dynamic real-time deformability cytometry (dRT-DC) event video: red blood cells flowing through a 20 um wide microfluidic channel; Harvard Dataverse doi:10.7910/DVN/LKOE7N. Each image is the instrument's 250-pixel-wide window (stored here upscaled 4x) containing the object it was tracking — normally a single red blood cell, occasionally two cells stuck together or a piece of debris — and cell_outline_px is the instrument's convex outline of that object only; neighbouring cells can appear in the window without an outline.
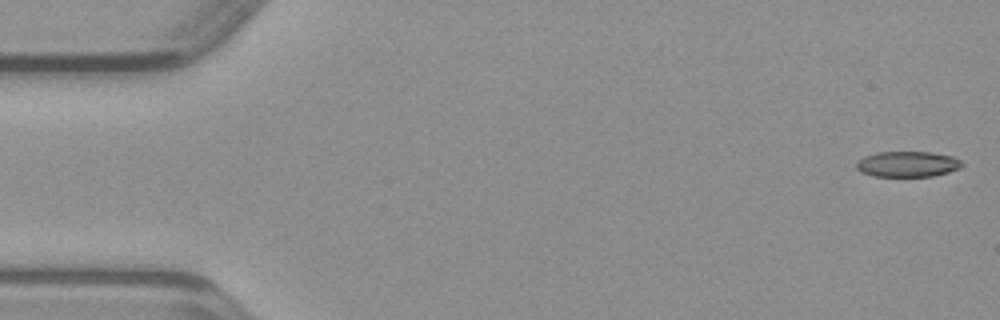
{"species": "common noctule bat (a hibernating species)", "species_latin": "Nyctalus noctula", "temperature_condition": "warm", "stored_images_in_passage": 44, "camera_frame_rate_fps": 3000, "um_per_image_px": 0.085, "animal": {"sex": "male", "body_mass_g": 23.1, "forearm_length_mm": 52.7}, "frame": {"image": 1, "passage_image": 1, "time_ms": 0.0, "image_size_px": [1000, 320], "cell_outline_px": [[964, 164], [960, 168], [948, 172], [932, 176], [872, 176], [860, 172], [856, 168], [856, 164], [864, 156], [876, 152], [932, 152], [952, 156], [960, 160]], "centroid_in_image_um": [77.14, 13.95], "position_along_channel_um": 7.9, "area_um2": 15.78}}
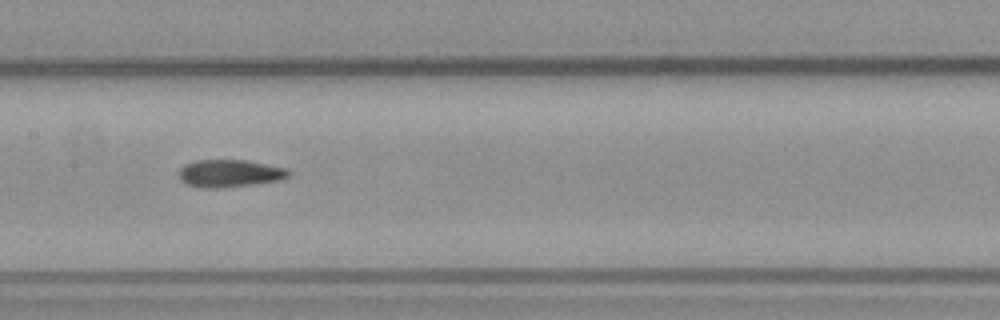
{"frame": {"image": 2, "passage_image": 23, "time_ms": 7.333, "image_size_px": [1000, 320], "cell_outline_px": [[292, 172], [288, 176], [280, 180], [220, 188], [200, 188], [188, 184], [180, 180], [180, 168], [184, 164], [196, 160], [244, 160], [288, 168]], "centroid_in_image_um": [19.52, 14.73], "position_along_channel_um": 187.9, "area_um2": 17.51}}
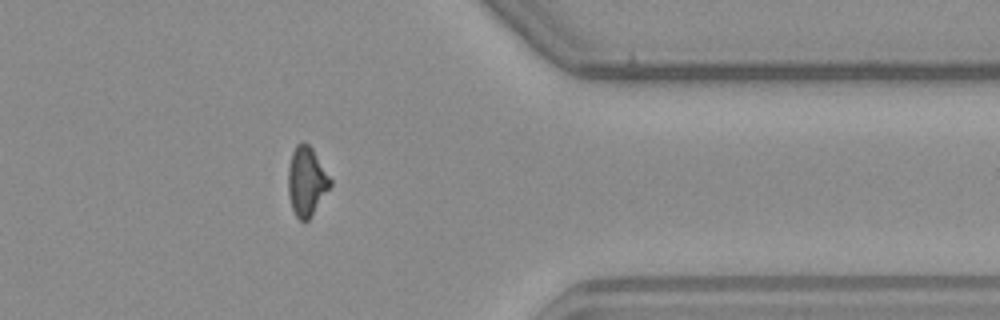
{"frame": {"image": 3, "passage_image": 38, "time_ms": 12.333, "image_size_px": [1000, 320], "cell_outline_px": [[332, 184], [308, 220], [300, 220], [296, 216], [292, 208], [288, 196], [288, 168], [292, 152], [296, 144], [304, 140], [312, 148], [332, 180]], "centroid_in_image_um": [26.04, 15.38], "position_along_channel_um": 385.4, "area_um2": 16.88}}